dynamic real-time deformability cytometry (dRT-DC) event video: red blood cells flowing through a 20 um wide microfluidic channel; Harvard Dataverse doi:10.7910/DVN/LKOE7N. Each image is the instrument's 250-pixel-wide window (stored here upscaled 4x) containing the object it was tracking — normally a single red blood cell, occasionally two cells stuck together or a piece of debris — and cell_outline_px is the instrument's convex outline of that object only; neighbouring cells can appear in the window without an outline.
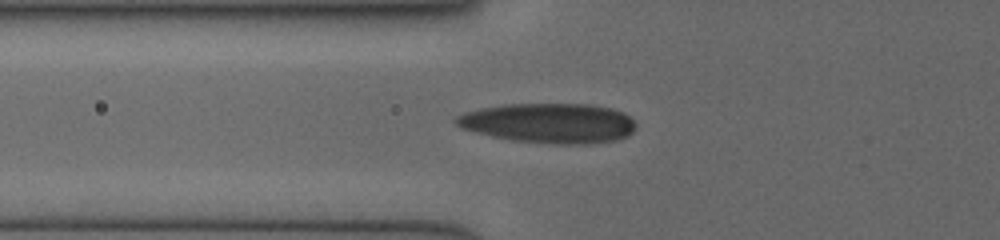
{"species": "human", "species_latin": "Homo sapiens", "temperature_condition": "cold", "stored_images_in_passage": 5, "camera_frame_rate_fps": 3000, "um_per_image_px": 0.085, "donor": {"sex": "female"}, "frame": {"image": 1, "passage_image": 3, "time_ms": 1.667, "image_size_px": [1000, 240], "cell_outline_px": [[636, 128], [628, 136], [616, 140], [592, 144], [552, 144], [512, 140], [492, 136], [460, 128], [452, 120], [456, 116], [464, 112], [480, 108], [508, 104], [588, 104], [612, 108], [624, 112], [636, 124]], "centroid_in_image_um": [46.67, 10.47], "position_along_channel_um": 79.1, "area_um2": 42.08}}
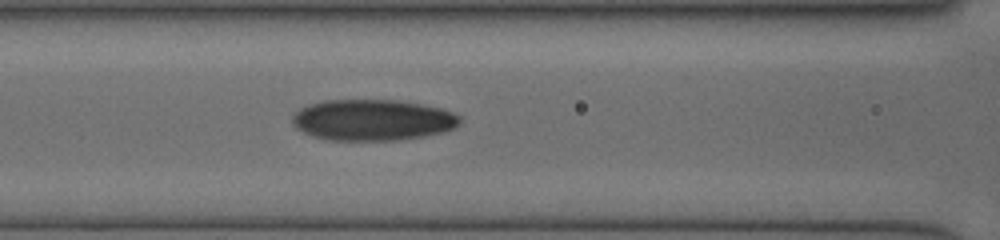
{"frame": {"image": 2, "passage_image": 5, "time_ms": 3.0, "image_size_px": [1000, 240], "cell_outline_px": [[460, 124], [456, 128], [444, 132], [424, 136], [400, 140], [328, 140], [312, 136], [296, 128], [292, 124], [292, 116], [300, 108], [324, 100], [396, 100], [420, 104], [440, 108], [452, 112], [460, 116]], "centroid_in_image_um": [31.68, 10.21], "position_along_channel_um": 134.9, "area_um2": 40.23}}